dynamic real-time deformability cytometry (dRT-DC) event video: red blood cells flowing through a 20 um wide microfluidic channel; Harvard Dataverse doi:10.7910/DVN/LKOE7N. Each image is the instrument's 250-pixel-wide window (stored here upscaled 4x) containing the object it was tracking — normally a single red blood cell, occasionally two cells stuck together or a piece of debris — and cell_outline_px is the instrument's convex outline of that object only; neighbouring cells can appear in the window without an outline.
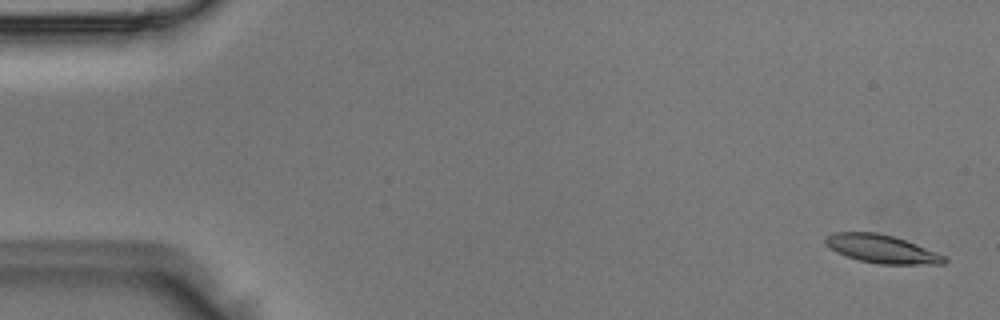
{"species": "Egyptian fruit bat (a non-hibernating species)", "species_latin": "Rousettus aegyptiacus", "temperature_condition": "room temperature", "stored_images_in_passage": 5, "camera_frame_rate_fps": 3000, "um_per_image_px": 0.085, "animal": {"sex": "male"}, "frame": {"image": 1, "passage_image": 1, "time_ms": 0.0, "image_size_px": [1000, 320], "cell_outline_px": [[948, 260], [944, 264], [880, 264], [860, 260], [836, 252], [824, 244], [824, 236], [832, 232], [876, 232], [892, 236], [916, 244], [936, 252], [944, 256]], "centroid_in_image_um": [74.9, 21.15], "position_along_channel_um": 10.1, "area_um2": 19.48}}
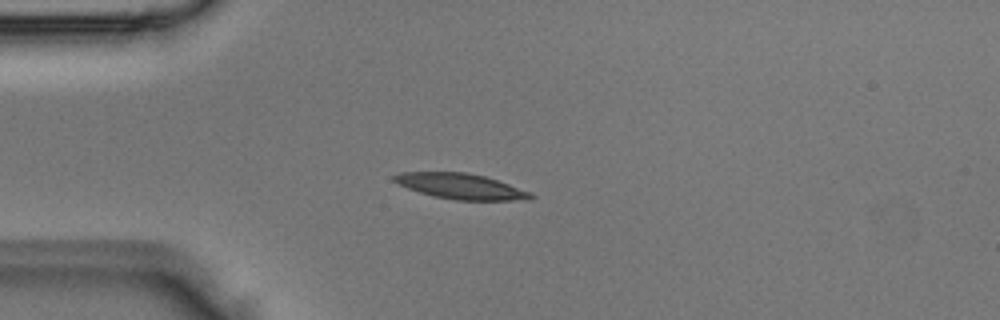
{"frame": {"image": 2, "passage_image": 4, "time_ms": 1.0, "image_size_px": [1000, 320], "cell_outline_px": [[536, 196], [532, 200], [456, 200], [432, 196], [408, 188], [392, 180], [392, 176], [400, 172], [468, 172], [484, 176], [532, 192]], "centroid_in_image_um": [39.2, 15.84], "position_along_channel_um": 45.8, "area_um2": 20.35}}